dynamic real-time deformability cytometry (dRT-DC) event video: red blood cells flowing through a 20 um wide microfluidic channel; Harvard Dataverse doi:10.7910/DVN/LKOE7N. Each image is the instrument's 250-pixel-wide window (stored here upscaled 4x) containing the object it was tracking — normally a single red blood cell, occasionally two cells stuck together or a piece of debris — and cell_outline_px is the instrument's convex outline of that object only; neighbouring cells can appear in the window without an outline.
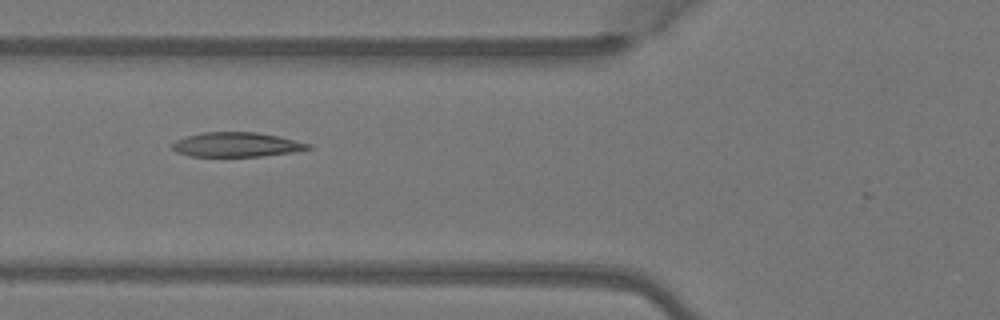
{"species": "Egyptian fruit bat (a non-hibernating species)", "species_latin": "Rousettus aegyptiacus", "temperature_condition": "warm", "stored_images_in_passage": 4, "camera_frame_rate_fps": 3000, "um_per_image_px": 0.085, "animal": {"sex": "female"}, "frame": {"image": 1, "passage_image": 3, "time_ms": 0.667, "image_size_px": [1000, 320], "cell_outline_px": [[312, 148], [292, 152], [260, 156], [192, 156], [176, 152], [172, 148], [172, 144], [176, 140], [184, 136], [200, 132], [256, 132], [276, 136], [312, 144]], "centroid_in_image_um": [20.07, 12.28], "position_along_channel_um": 105.7, "area_um2": 19.31}}
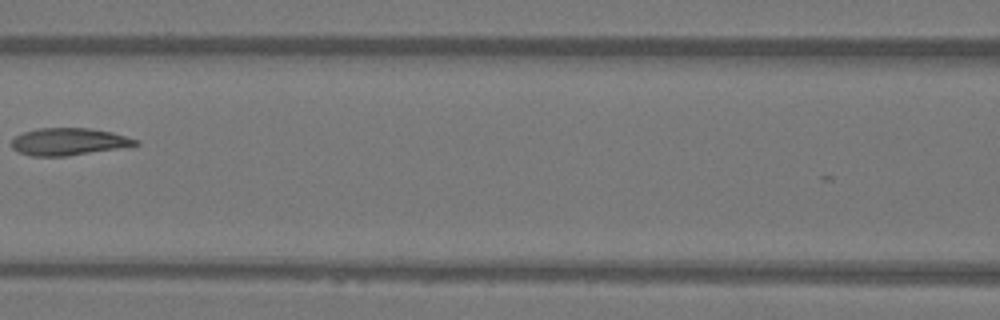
{"frame": {"image": 2, "passage_image": 4, "time_ms": 1.0, "image_size_px": [1000, 320], "cell_outline_px": [[140, 144], [68, 156], [32, 156], [20, 152], [12, 148], [12, 140], [16, 136], [24, 132], [40, 128], [88, 128], [112, 132], [140, 140]], "centroid_in_image_um": [5.84, 12.04], "position_along_channel_um": 160.8, "area_um2": 19.42}}